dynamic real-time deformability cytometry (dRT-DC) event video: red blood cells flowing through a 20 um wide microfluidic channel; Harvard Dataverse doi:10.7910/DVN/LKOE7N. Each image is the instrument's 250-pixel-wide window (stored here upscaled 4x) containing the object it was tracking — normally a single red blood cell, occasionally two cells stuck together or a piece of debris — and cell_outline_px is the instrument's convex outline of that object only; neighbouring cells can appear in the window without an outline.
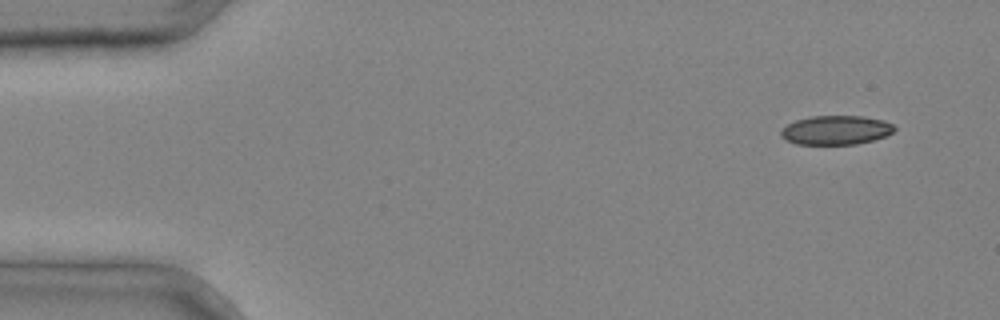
{"species": "common noctule bat (a hibernating species)", "species_latin": "Nyctalus noctula", "temperature_condition": "cold", "stored_images_in_passage": 3, "camera_frame_rate_fps": 3000, "um_per_image_px": 0.085, "animal": {"sex": "male", "body_mass_g": 20.4}, "frame": {"image": 1, "passage_image": 1, "time_ms": 0.0, "image_size_px": [1000, 320], "cell_outline_px": [[896, 128], [892, 132], [884, 136], [872, 140], [856, 144], [796, 144], [784, 140], [780, 136], [780, 132], [788, 124], [796, 120], [812, 116], [864, 116], [884, 120], [892, 124]], "centroid_in_image_um": [71.04, 11.06], "position_along_channel_um": 14.0, "area_um2": 19.19}}
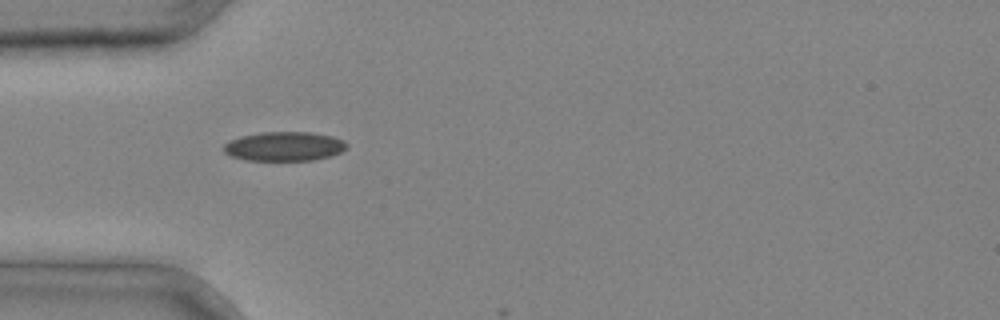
{"frame": {"image": 2, "passage_image": 3, "time_ms": 0.667, "image_size_px": [1000, 320], "cell_outline_px": [[348, 148], [332, 156], [312, 160], [244, 160], [232, 156], [224, 152], [224, 144], [240, 136], [264, 132], [308, 132], [332, 136], [344, 140], [348, 144]], "centroid_in_image_um": [24.2, 12.44], "position_along_channel_um": 60.8, "area_um2": 20.92}}